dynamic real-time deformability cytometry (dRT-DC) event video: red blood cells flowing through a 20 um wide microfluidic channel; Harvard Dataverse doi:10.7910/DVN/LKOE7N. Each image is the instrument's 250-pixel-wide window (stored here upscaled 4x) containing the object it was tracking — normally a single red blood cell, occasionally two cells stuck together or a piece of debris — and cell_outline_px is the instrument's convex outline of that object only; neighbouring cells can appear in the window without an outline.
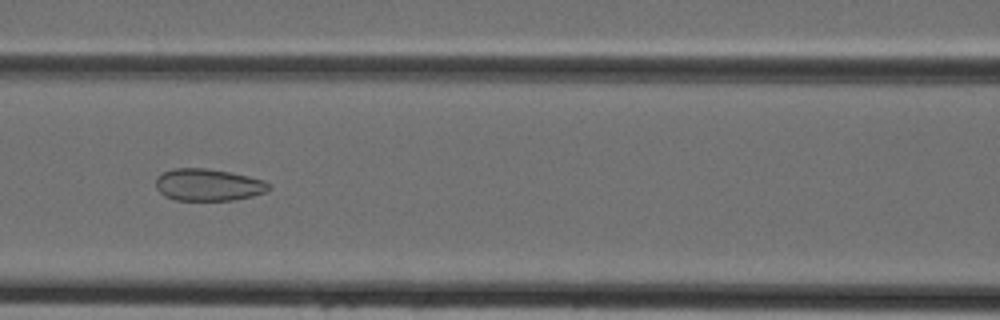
{"species": "Egyptian fruit bat (a non-hibernating species)", "species_latin": "Rousettus aegyptiacus", "temperature_condition": "cold", "stored_images_in_passage": 30, "camera_frame_rate_fps": 3000, "um_per_image_px": 0.085, "animal": {"sex": "female"}, "frame": {"image": 1, "passage_image": 10, "time_ms": 3.0, "image_size_px": [1000, 320], "cell_outline_px": [[272, 188], [264, 192], [252, 196], [232, 200], [176, 200], [164, 196], [156, 188], [156, 180], [164, 172], [176, 168], [204, 168], [228, 172], [248, 176], [264, 180]], "centroid_in_image_um": [17.7, 15.72], "position_along_channel_um": 148.9, "area_um2": 20.87}}
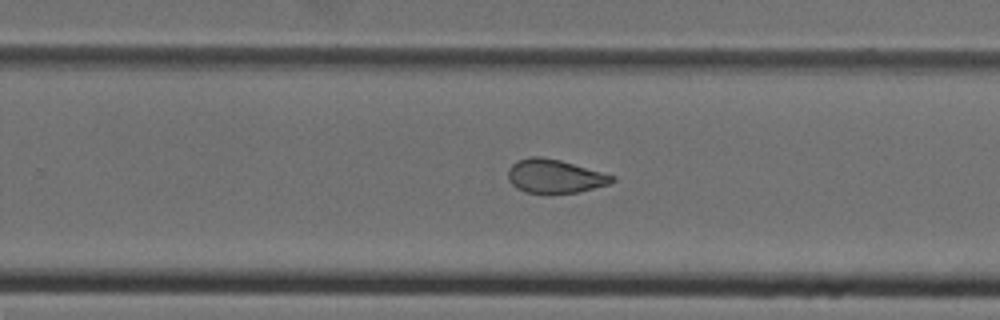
{"frame": {"image": 2, "passage_image": 19, "time_ms": 6.0, "image_size_px": [1000, 320], "cell_outline_px": [[616, 180], [608, 184], [580, 192], [548, 196], [524, 192], [516, 188], [508, 180], [508, 168], [512, 164], [520, 160], [532, 156], [540, 156], [560, 160], [616, 176]], "centroid_in_image_um": [47.14, 15.03], "position_along_channel_um": 282.7, "area_um2": 20.98}}
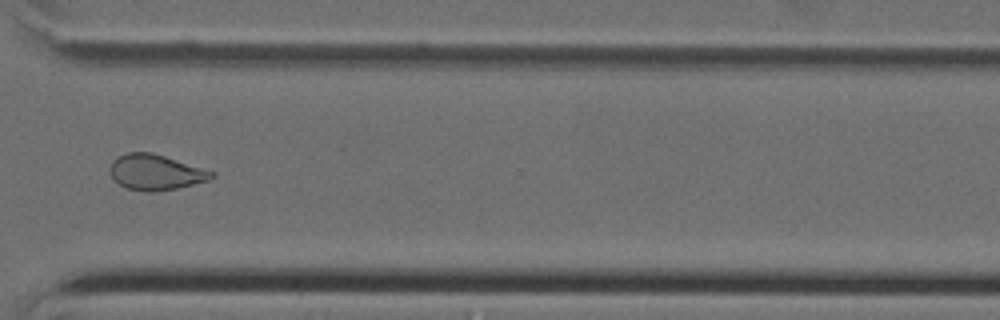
{"frame": {"image": 3, "passage_image": 24, "time_ms": 7.667, "image_size_px": [1000, 320], "cell_outline_px": [[216, 176], [208, 180], [176, 188], [128, 188], [120, 184], [112, 176], [108, 168], [112, 160], [128, 152], [152, 152], [216, 172]], "centroid_in_image_um": [13.25, 14.57], "position_along_channel_um": 357.4, "area_um2": 20.11}}